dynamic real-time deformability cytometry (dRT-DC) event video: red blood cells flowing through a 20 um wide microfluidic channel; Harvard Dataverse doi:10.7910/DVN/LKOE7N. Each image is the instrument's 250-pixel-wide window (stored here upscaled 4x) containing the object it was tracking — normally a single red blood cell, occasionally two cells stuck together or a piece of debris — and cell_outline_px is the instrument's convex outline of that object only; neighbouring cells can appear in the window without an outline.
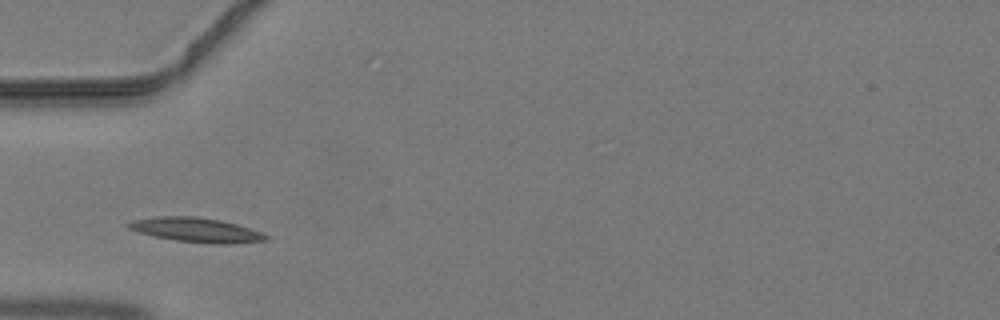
{"species": "common noctule bat (a hibernating species)", "species_latin": "Nyctalus noctula", "temperature_condition": "warm", "stored_images_in_passage": 27, "camera_frame_rate_fps": 3000, "um_per_image_px": 0.085, "animal": {"sex": "male", "body_mass_g": 19.2, "forearm_length_mm": 51.8}, "frame": {"image": 1, "passage_image": 5, "time_ms": 1.333, "image_size_px": [1000, 320], "cell_outline_px": [[268, 240], [232, 244], [208, 244], [176, 240], [156, 236], [140, 232], [128, 228], [124, 224], [132, 220], [160, 216], [196, 216], [220, 220], [236, 224], [260, 232], [268, 236]], "centroid_in_image_um": [16.68, 19.55], "position_along_channel_um": 68.3, "area_um2": 19.48}}
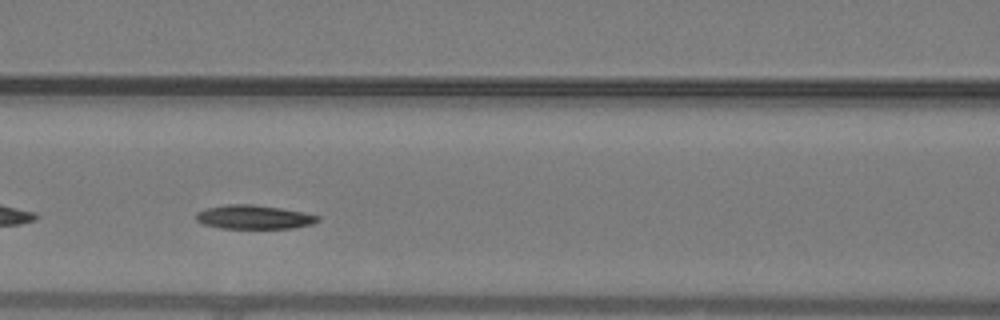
{"frame": {"image": 2, "passage_image": 10, "time_ms": 3.0, "image_size_px": [1000, 320], "cell_outline_px": [[320, 220], [312, 224], [292, 228], [220, 228], [204, 224], [196, 220], [196, 212], [208, 208], [224, 204], [252, 204], [280, 208], [304, 212], [320, 216]], "centroid_in_image_um": [21.59, 18.45], "position_along_channel_um": 145.0, "area_um2": 16.94}}
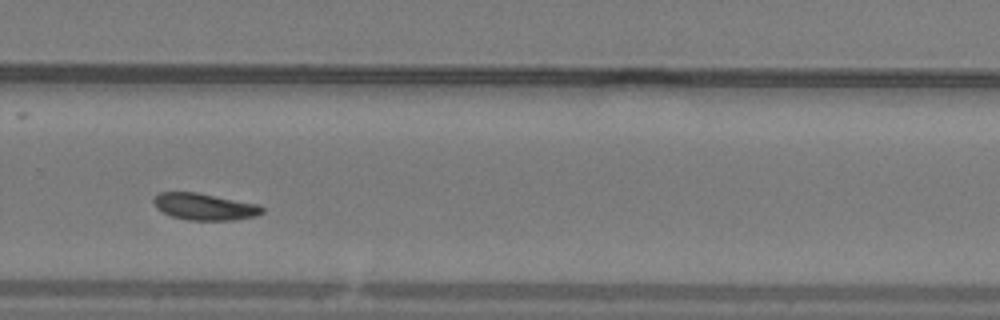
{"frame": {"image": 3, "passage_image": 21, "time_ms": 6.667, "image_size_px": [1000, 320], "cell_outline_px": [[264, 212], [256, 216], [232, 220], [188, 220], [172, 216], [156, 208], [152, 200], [160, 192], [196, 192], [256, 204], [264, 208]], "centroid_in_image_um": [17.37, 17.57], "position_along_channel_um": 312.4, "area_um2": 16.7}}